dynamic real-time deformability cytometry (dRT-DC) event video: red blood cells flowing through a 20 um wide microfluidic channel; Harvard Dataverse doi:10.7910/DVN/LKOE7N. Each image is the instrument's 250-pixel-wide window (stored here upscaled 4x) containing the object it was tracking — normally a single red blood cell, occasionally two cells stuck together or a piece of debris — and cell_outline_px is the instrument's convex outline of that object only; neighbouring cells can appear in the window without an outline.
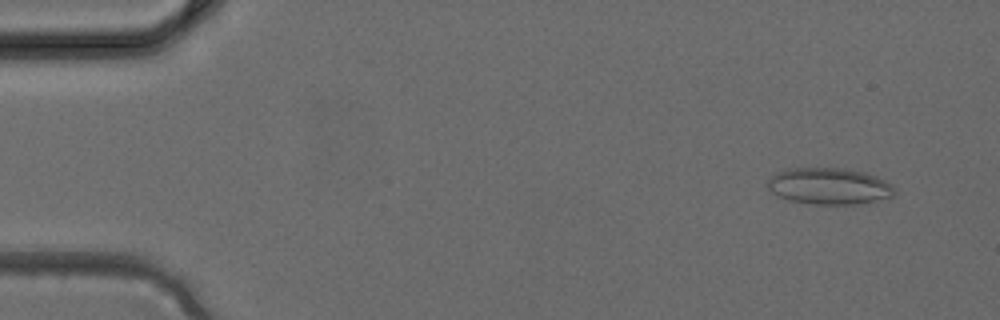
{"species": "common noctule bat (a hibernating species)", "species_latin": "Nyctalus noctula", "temperature_condition": "cold", "stored_images_in_passage": 2, "camera_frame_rate_fps": 3000, "um_per_image_px": 0.085, "animal": {"sex": "female", "body_mass_g": 24.6, "forearm_length_mm": 56.2}, "frame": {"image": 1, "passage_image": 1, "time_ms": 0.0, "image_size_px": [1000, 320], "cell_outline_px": [[896, 192], [892, 196], [868, 204], [808, 204], [792, 200], [780, 196], [772, 192], [764, 184], [776, 172], [784, 168], [844, 168], [864, 172], [876, 176], [892, 184], [896, 188]], "centroid_in_image_um": [70.5, 15.82], "position_along_channel_um": 14.5, "area_um2": 27.4}}